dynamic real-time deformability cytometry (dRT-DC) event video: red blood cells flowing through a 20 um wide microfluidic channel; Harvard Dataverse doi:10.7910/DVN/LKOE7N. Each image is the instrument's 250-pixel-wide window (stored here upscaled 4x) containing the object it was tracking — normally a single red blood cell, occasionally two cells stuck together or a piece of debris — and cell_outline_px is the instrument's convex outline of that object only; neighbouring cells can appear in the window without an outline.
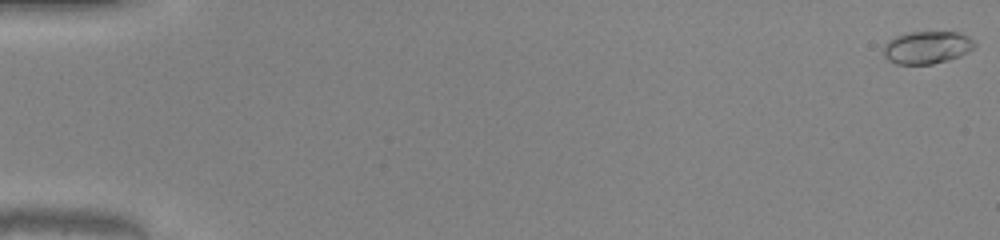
{"species": "common noctule bat (a hibernating species)", "species_latin": "Nyctalus noctula", "temperature_condition": "warm", "stored_images_in_passage": 52, "camera_frame_rate_fps": 3000, "um_per_image_px": 0.085, "animal": {"sex": "male", "body_mass_g": 20.0, "forearm_length_mm": 53.3}, "frame": {"image": 1, "passage_image": 1, "time_ms": 0.0, "image_size_px": [1000, 240], "cell_outline_px": [[976, 48], [960, 56], [948, 60], [932, 64], [896, 64], [888, 60], [884, 56], [884, 44], [888, 40], [896, 36], [908, 32], [956, 32], [968, 36], [976, 44]], "centroid_in_image_um": [78.8, 4.03], "position_along_channel_um": 6.2, "area_um2": 17.4}}
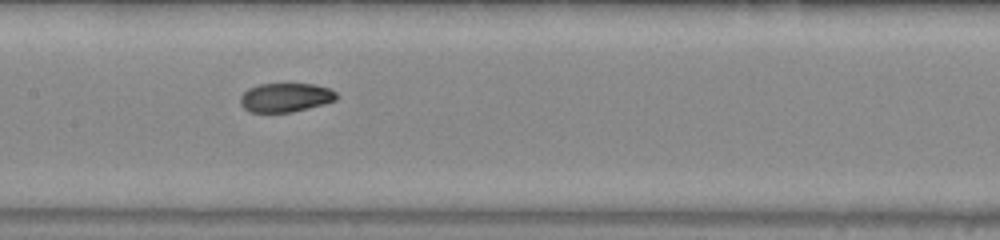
{"frame": {"image": 2, "passage_image": 27, "time_ms": 8.667, "image_size_px": [1000, 240], "cell_outline_px": [[340, 96], [336, 100], [324, 104], [292, 112], [252, 112], [244, 108], [240, 104], [240, 96], [248, 88], [260, 84], [316, 84], [328, 88], [336, 92]], "centroid_in_image_um": [24.29, 8.28], "position_along_channel_um": 183.1, "area_um2": 16.3}}
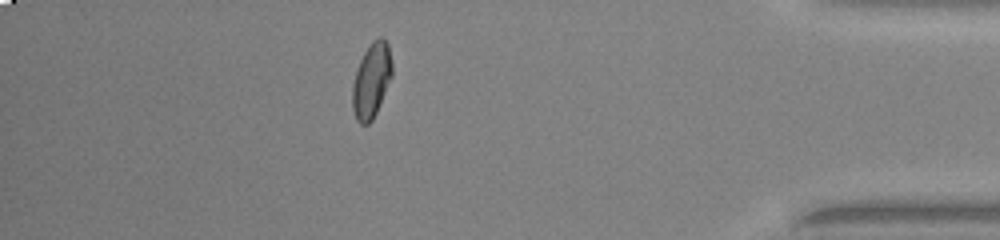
{"frame": {"image": 3, "passage_image": 46, "time_ms": 15.0, "image_size_px": [1000, 240], "cell_outline_px": [[392, 76], [376, 112], [372, 120], [368, 124], [360, 124], [356, 120], [352, 108], [352, 84], [360, 60], [368, 44], [372, 40], [380, 36], [388, 44], [392, 64]], "centroid_in_image_um": [31.56, 6.83], "position_along_channel_um": 403.6, "area_um2": 17.28}, "authors_computed_cell_mechanics": {"area_um2": 16.9354, "velocity_mm_per_s": 4.0961, "shape_relaxation_time_tau1_ms": 6.0521, "shape_relaxation_time_tau2_ms": 1.4408, "deformation_change_tau1": 0.2126, "deformation_change_tau2": 0.0467}}